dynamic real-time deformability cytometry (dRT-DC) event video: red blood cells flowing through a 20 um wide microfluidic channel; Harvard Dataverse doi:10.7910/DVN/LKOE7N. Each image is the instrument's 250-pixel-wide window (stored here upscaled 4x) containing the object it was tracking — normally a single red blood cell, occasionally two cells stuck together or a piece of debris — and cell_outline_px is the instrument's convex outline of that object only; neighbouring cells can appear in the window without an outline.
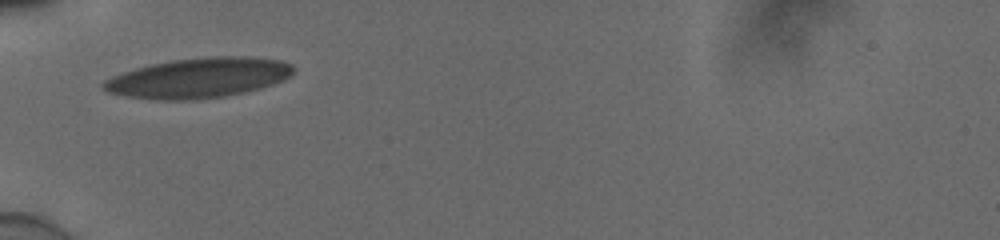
{"species": "human", "species_latin": "Homo sapiens", "temperature_condition": "cold", "stored_images_in_passage": 27, "camera_frame_rate_fps": 3000, "um_per_image_px": 0.085, "donor": {"sex": "male"}, "frame": {"image": 1, "passage_image": 1, "time_ms": 0.0, "image_size_px": [1000, 240], "cell_outline_px": [[292, 72], [284, 80], [260, 88], [244, 92], [224, 96], [188, 100], [160, 100], [128, 96], [108, 92], [100, 88], [100, 84], [104, 80], [112, 76], [136, 68], [152, 64], [172, 60], [208, 56], [248, 56], [280, 60], [292, 64]], "centroid_in_image_um": [16.85, 6.61], "position_along_channel_um": 68.1, "area_um2": 44.1}}
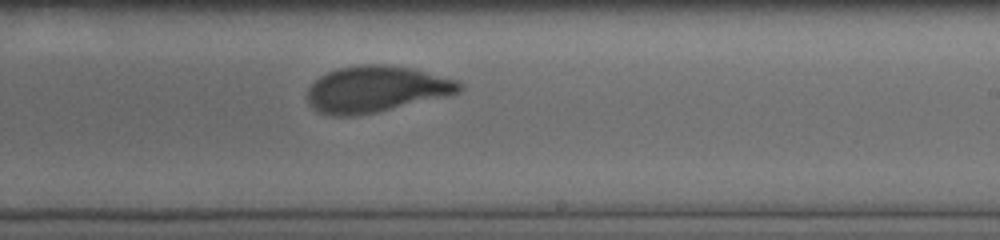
{"frame": {"image": 2, "passage_image": 16, "time_ms": 5.0, "image_size_px": [1000, 240], "cell_outline_px": [[464, 88], [460, 92], [448, 96], [376, 112], [356, 116], [332, 116], [320, 112], [312, 108], [308, 100], [308, 88], [320, 76], [328, 72], [340, 68], [356, 64], [384, 64], [412, 68], [456, 80], [464, 84]], "centroid_in_image_um": [31.99, 7.58], "position_along_channel_um": 257.0, "area_um2": 41.04}}
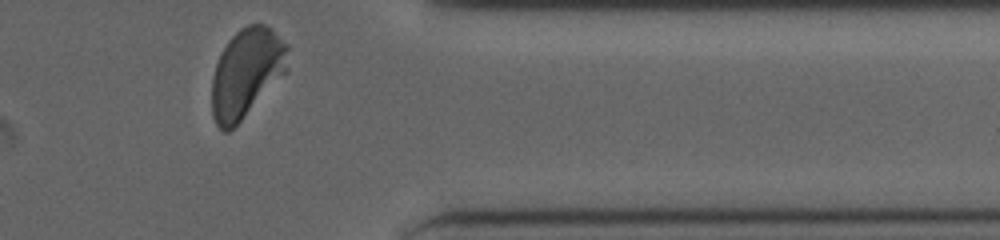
{"frame": {"image": 3, "passage_image": 27, "time_ms": 8.667, "image_size_px": [1000, 240], "cell_outline_px": [[288, 72], [228, 132], [224, 132], [216, 124], [212, 116], [212, 76], [216, 64], [228, 40], [240, 28], [248, 24], [264, 24], [288, 44]], "centroid_in_image_um": [20.96, 6.19], "position_along_channel_um": 390.4, "area_um2": 39.25}, "authors_computed_cell_mechanics": {"area_um2": 41.5582, "velocity_mm_per_s": 3.864, "shape_relaxation_time_tau1_ms": 3.8867, "shape_relaxation_time_tau2_ms": null, "deformation_change_tau1": 0.1546, "deformation_change_tau2": null}}